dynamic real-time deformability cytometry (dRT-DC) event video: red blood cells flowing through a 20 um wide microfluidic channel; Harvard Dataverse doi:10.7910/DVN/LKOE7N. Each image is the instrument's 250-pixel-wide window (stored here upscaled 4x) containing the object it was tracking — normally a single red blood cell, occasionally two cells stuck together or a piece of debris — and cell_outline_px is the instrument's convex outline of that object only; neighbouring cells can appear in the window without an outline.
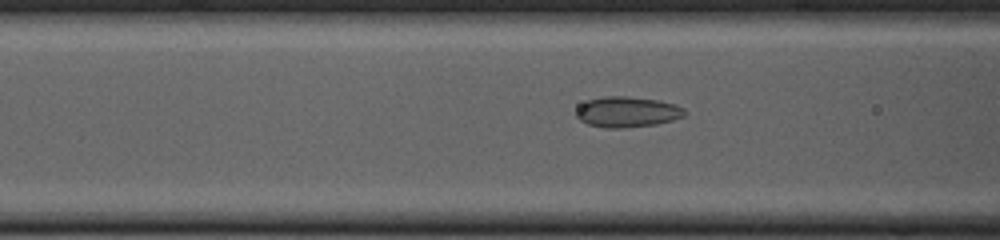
{"species": "common noctule bat (a hibernating species)", "species_latin": "Nyctalus noctula", "temperature_condition": "cold", "stored_images_in_passage": 15, "camera_frame_rate_fps": 3000, "um_per_image_px": 0.085, "animal": {"sex": "female", "body_mass_g": 23.0, "forearm_length_mm": 53.4}, "frame": {"image": 1, "passage_image": 13, "time_ms": 4.0, "image_size_px": [1000, 240], "cell_outline_px": [[688, 112], [684, 116], [672, 120], [656, 124], [620, 128], [608, 128], [588, 124], [580, 120], [576, 116], [576, 108], [580, 104], [588, 100], [604, 96], [624, 96], [656, 100], [676, 104], [684, 108]], "centroid_in_image_um": [53.31, 9.51], "position_along_channel_um": 113.3, "area_um2": 19.31}}